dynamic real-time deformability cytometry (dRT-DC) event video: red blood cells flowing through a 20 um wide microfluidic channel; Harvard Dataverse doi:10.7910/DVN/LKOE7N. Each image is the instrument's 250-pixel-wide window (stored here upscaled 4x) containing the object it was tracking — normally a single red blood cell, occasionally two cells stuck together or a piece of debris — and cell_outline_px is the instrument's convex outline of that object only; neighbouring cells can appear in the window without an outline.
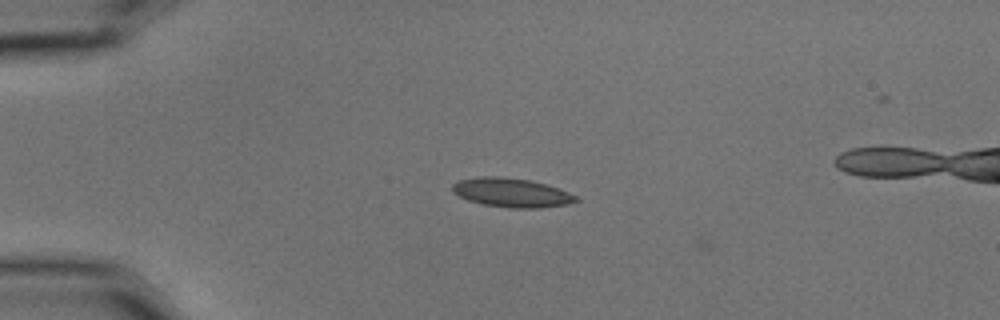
{"species": "common noctule bat (a hibernating species)", "species_latin": "Nyctalus noctula", "temperature_condition": "cold", "stored_images_in_passage": 4, "camera_frame_rate_fps": 3000, "um_per_image_px": 0.085, "animal": {"sex": "male", "body_mass_g": 15.6}, "frame": {"image": 1, "passage_image": 3, "time_ms": 0.667, "image_size_px": [1000, 320], "cell_outline_px": [[580, 200], [568, 204], [540, 208], [512, 208], [484, 204], [468, 200], [452, 192], [452, 184], [460, 180], [480, 176], [500, 176], [528, 180], [560, 188], [576, 196]], "centroid_in_image_um": [43.49, 16.37], "position_along_channel_um": 41.5, "area_um2": 20.81}}